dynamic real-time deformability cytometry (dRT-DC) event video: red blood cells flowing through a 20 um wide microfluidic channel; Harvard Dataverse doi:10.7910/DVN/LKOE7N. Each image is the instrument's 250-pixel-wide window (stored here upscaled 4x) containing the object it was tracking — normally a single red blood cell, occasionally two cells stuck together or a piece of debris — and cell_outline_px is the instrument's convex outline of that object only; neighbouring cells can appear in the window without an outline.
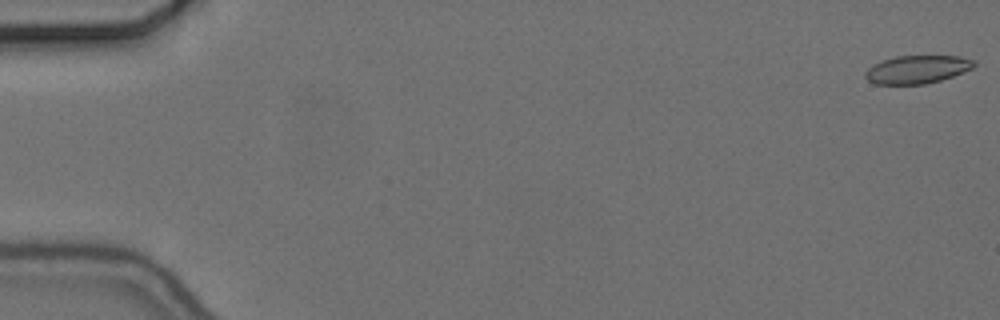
{"species": "common noctule bat (a hibernating species)", "species_latin": "Nyctalus noctula", "temperature_condition": "cold", "stored_images_in_passage": 50, "camera_frame_rate_fps": 3000, "um_per_image_px": 0.085, "animal": {"sex": "female", "body_mass_g": 24.6, "forearm_length_mm": 56.2}, "frame": {"image": 1, "passage_image": 1, "time_ms": 0.0, "image_size_px": [1000, 320], "cell_outline_px": [[976, 64], [972, 68], [964, 72], [940, 80], [924, 84], [876, 84], [868, 80], [864, 76], [864, 72], [872, 64], [880, 60], [896, 56], [960, 56], [976, 60]], "centroid_in_image_um": [77.94, 5.89], "position_along_channel_um": 7.1, "area_um2": 17.92}}
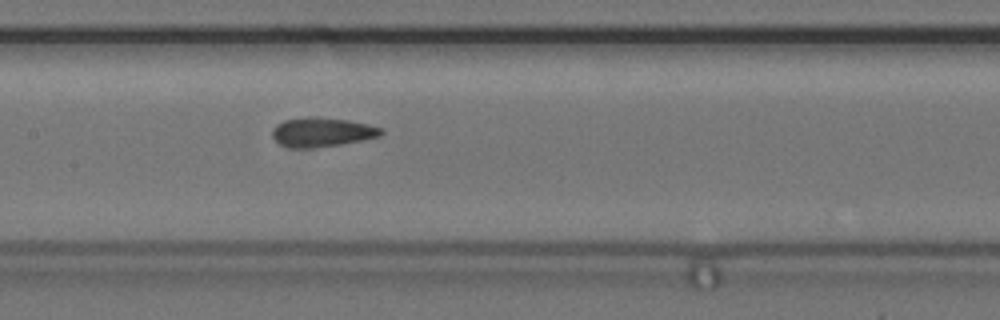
{"frame": {"image": 2, "passage_image": 28, "time_ms": 9.0, "image_size_px": [1000, 320], "cell_outline_px": [[384, 132], [380, 136], [340, 144], [308, 148], [288, 148], [280, 144], [272, 136], [272, 128], [276, 124], [284, 120], [308, 116], [316, 116], [348, 120], [368, 124], [384, 128]], "centroid_in_image_um": [27.35, 11.21], "position_along_channel_um": 180.1, "area_um2": 18.67}}
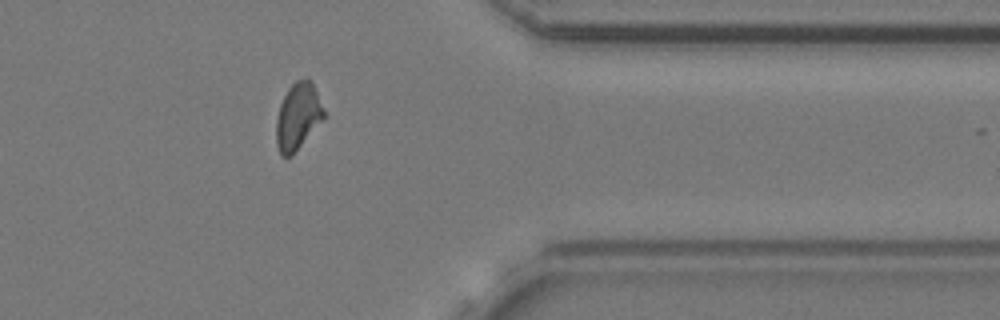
{"frame": {"image": 3, "passage_image": 46, "time_ms": 15.0, "image_size_px": [1000, 320], "cell_outline_px": [[324, 120], [292, 156], [280, 156], [276, 144], [276, 120], [280, 104], [288, 88], [296, 80], [312, 80], [324, 112]], "centroid_in_image_um": [25.31, 9.93], "position_along_channel_um": 386.1, "area_um2": 18.55}, "authors_computed_cell_mechanics": {"area_um2": 18.4093, "velocity_mm_per_s": 3.6719, "shape_relaxation_time_tau1_ms": 3.2826, "shape_relaxation_time_tau2_ms": 1.4331, "deformation_change_tau1": 0.1107, "deformation_change_tau2": 0.0916}}